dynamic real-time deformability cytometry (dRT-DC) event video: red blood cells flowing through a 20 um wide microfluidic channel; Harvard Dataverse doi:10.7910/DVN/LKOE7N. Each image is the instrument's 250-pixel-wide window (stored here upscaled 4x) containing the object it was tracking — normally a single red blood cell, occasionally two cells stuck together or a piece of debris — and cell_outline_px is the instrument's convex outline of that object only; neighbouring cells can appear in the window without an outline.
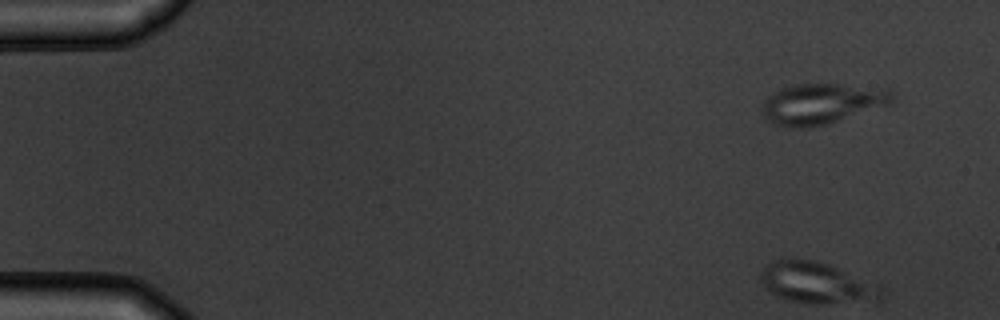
{"species": "common noctule bat (a hibernating species)", "species_latin": "Nyctalus noctula", "temperature_condition": "warm", "stored_images_in_passage": 5, "camera_frame_rate_fps": 3000, "um_per_image_px": 0.085, "animal": {"sex": "male", "body_mass_g": 19.5, "forearm_length_mm": 54.6}, "frame": {"image": 1, "passage_image": 1, "time_ms": 0.0, "image_size_px": [1000, 320], "cell_outline_px": [[884, 296], [880, 300], [820, 304], [808, 304], [788, 300], [776, 296], [764, 288], [760, 276], [760, 272], [764, 264], [772, 260], [812, 260], [828, 264], [884, 284]], "centroid_in_image_um": [69.49, 24.05], "position_along_channel_um": 15.5, "area_um2": 29.65}}